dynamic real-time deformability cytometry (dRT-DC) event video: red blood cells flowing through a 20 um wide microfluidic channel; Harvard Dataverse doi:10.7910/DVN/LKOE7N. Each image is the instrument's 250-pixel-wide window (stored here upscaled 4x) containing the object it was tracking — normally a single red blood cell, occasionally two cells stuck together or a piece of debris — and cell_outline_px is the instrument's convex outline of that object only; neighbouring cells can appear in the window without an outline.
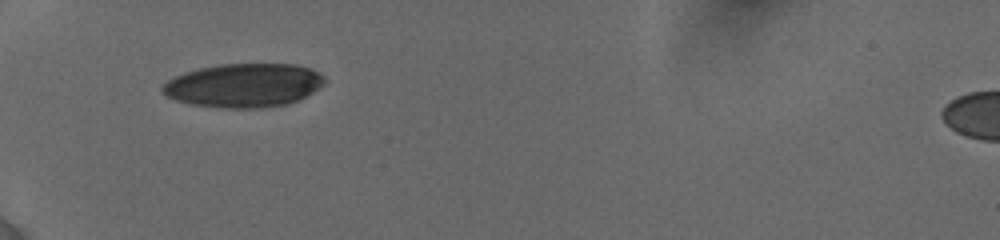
{"species": "human", "species_latin": "Homo sapiens", "temperature_condition": "cold", "stored_images_in_passage": 5, "camera_frame_rate_fps": 3000, "um_per_image_px": 0.085, "donor": {"sex": "female"}, "frame": {"image": 1, "passage_image": 1, "time_ms": 0.0, "image_size_px": [1000, 240], "cell_outline_px": [[328, 80], [324, 84], [312, 92], [288, 104], [260, 108], [220, 108], [192, 104], [176, 100], [168, 96], [160, 88], [168, 80], [184, 72], [200, 68], [220, 64], [296, 64], [320, 72]], "centroid_in_image_um": [20.75, 7.25], "position_along_channel_um": 64.3, "area_um2": 41.27}}
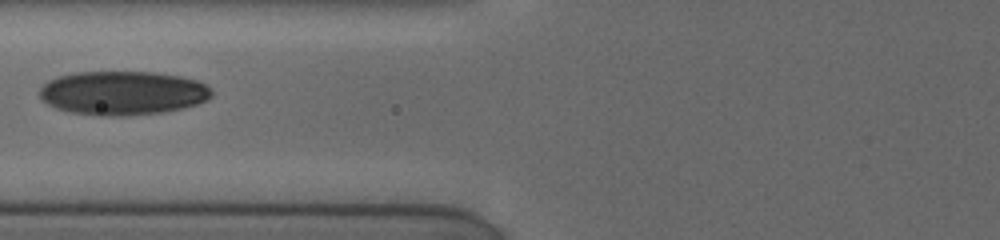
{"frame": {"image": 2, "passage_image": 3, "time_ms": 1.667, "image_size_px": [1000, 240], "cell_outline_px": [[212, 96], [196, 104], [184, 108], [160, 112], [128, 116], [100, 116], [72, 112], [56, 108], [40, 100], [40, 88], [48, 80], [56, 76], [76, 72], [156, 72], [180, 76], [200, 80], [208, 84], [212, 88]], "centroid_in_image_um": [10.44, 7.89], "position_along_channel_um": 115.4, "area_um2": 44.45}}
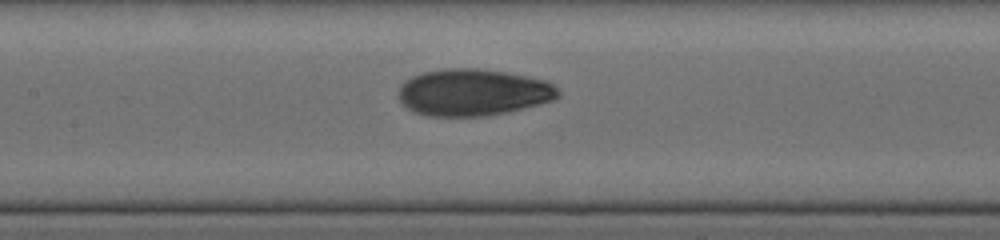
{"frame": {"image": 3, "passage_image": 5, "time_ms": 3.0, "image_size_px": [1000, 240], "cell_outline_px": [[560, 96], [552, 100], [540, 104], [508, 112], [484, 116], [428, 116], [416, 112], [408, 108], [396, 96], [396, 92], [400, 84], [404, 80], [412, 76], [424, 72], [444, 68], [480, 68], [504, 72], [544, 80], [552, 84], [560, 92]], "centroid_in_image_um": [40.16, 7.85], "position_along_channel_um": 167.2, "area_um2": 43.7}}